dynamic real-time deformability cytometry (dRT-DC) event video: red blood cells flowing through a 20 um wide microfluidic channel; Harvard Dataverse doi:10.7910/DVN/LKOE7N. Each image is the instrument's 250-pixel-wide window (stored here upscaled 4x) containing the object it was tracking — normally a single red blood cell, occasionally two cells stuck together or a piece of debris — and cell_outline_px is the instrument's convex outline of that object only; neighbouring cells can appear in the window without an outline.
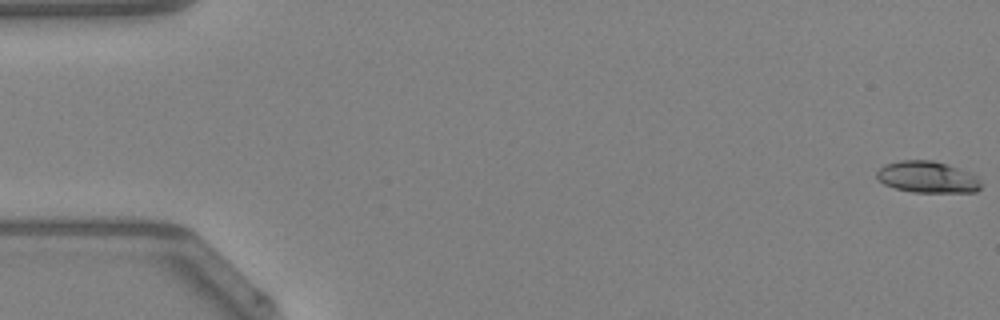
{"species": "Egyptian fruit bat (a non-hibernating species)", "species_latin": "Rousettus aegyptiacus", "temperature_condition": "warm", "stored_images_in_passage": 8, "camera_frame_rate_fps": 3000, "um_per_image_px": 0.085, "animal": {"sex": "female"}, "frame": {"image": 1, "passage_image": 1, "time_ms": 0.0, "image_size_px": [1000, 320], "cell_outline_px": [[980, 188], [976, 192], [912, 192], [896, 188], [884, 184], [876, 176], [876, 172], [884, 164], [900, 160], [932, 160], [968, 172], [976, 176], [980, 180]], "centroid_in_image_um": [78.8, 15.05], "position_along_channel_um": 6.2, "area_um2": 18.96}}